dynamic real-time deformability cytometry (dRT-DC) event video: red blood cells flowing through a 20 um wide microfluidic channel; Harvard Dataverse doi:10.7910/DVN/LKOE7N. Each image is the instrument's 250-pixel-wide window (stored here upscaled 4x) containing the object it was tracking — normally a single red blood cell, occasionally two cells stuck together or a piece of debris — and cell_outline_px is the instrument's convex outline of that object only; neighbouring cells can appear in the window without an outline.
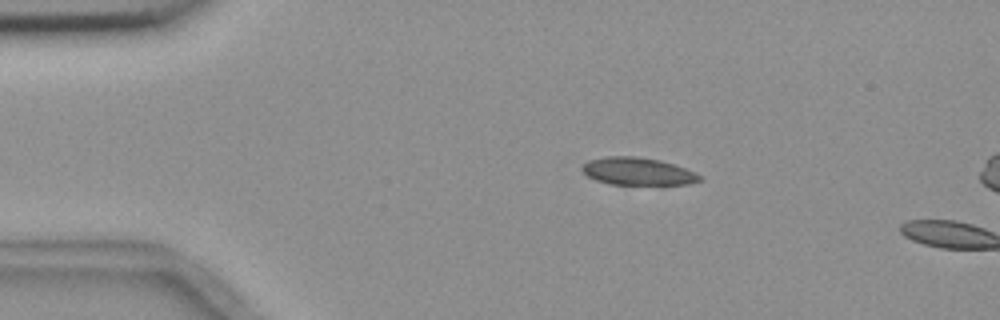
{"species": "common noctule bat (a hibernating species)", "species_latin": "Nyctalus noctula", "temperature_condition": "room temperature", "stored_images_in_passage": 4, "camera_frame_rate_fps": 3000, "um_per_image_px": 0.085, "animal": {"sex": "female", "body_mass_g": 18.4}, "frame": {"image": 1, "passage_image": 3, "time_ms": 3.333, "image_size_px": [1000, 320], "cell_outline_px": [[704, 180], [688, 184], [664, 188], [660, 188], [608, 184], [596, 180], [588, 176], [580, 168], [588, 160], [604, 156], [636, 156], [660, 160], [684, 168], [700, 176]], "centroid_in_image_um": [54.25, 14.63], "position_along_channel_um": 30.8, "area_um2": 19.94}}